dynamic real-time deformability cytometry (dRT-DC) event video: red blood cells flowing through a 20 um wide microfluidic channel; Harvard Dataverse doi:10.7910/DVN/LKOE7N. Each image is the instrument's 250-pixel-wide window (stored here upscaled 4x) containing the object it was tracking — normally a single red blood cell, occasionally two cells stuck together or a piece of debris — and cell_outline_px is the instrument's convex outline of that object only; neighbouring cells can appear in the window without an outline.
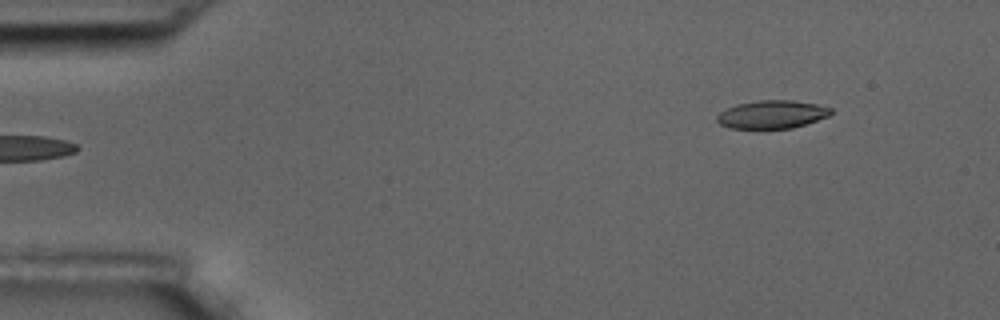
{"species": "common noctule bat (a hibernating species)", "species_latin": "Nyctalus noctula", "temperature_condition": "room temperature", "stored_images_in_passage": 6, "segment_of_instrument_passage": [2, 2], "camera_frame_rate_fps": 3000, "um_per_image_px": 0.085, "animal": {"sex": "male", "body_mass_g": 17.5, "forearm_length_mm": 52.3}, "frame": {"image": 1, "passage_image": 6, "time_ms": 6.333, "image_size_px": [1000, 320], "cell_outline_px": [[832, 112], [828, 116], [792, 128], [732, 128], [720, 124], [716, 120], [716, 116], [720, 112], [736, 104], [760, 100], [792, 100], [816, 104], [832, 108]], "centroid_in_image_um": [65.61, 9.72], "position_along_channel_um": 19.4, "area_um2": 18.44}}